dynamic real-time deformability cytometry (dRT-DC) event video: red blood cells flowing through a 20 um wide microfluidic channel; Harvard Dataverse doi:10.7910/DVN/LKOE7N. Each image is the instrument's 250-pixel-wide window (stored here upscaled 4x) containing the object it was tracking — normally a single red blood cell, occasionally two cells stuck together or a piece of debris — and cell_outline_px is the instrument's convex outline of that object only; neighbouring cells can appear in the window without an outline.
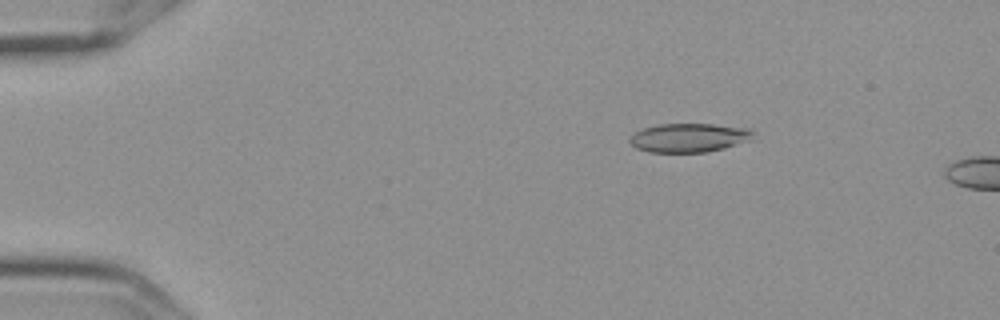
{"species": "Egyptian fruit bat (a non-hibernating species)", "species_latin": "Rousettus aegyptiacus", "temperature_condition": "cold", "stored_images_in_passage": 4, "camera_frame_rate_fps": 3000, "um_per_image_px": 0.085, "frame": {"image": 1, "passage_image": 2, "time_ms": 0.333, "image_size_px": [1000, 320], "cell_outline_px": [[756, 140], [708, 152], [648, 152], [636, 148], [628, 140], [636, 132], [644, 128], [660, 124], [712, 124], [748, 128], [756, 132]], "centroid_in_image_um": [58.67, 11.71], "position_along_channel_um": 26.3, "area_um2": 21.04}}